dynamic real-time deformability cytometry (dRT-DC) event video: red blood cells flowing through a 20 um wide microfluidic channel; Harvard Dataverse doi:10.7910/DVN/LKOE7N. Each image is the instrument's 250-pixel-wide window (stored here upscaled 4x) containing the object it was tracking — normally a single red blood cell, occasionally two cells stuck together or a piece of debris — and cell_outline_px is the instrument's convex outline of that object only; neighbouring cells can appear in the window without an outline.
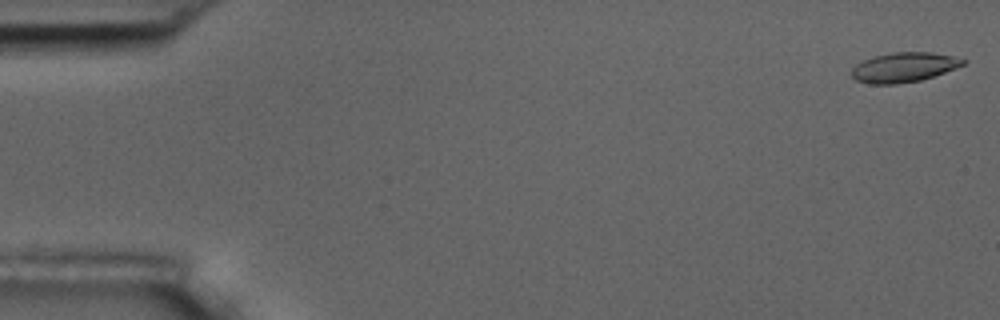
{"species": "common noctule bat (a hibernating species)", "species_latin": "Nyctalus noctula", "temperature_condition": "room temperature", "stored_images_in_passage": 15, "camera_frame_rate_fps": 3000, "um_per_image_px": 0.085, "animal": {"sex": "male", "body_mass_g": 17.5, "forearm_length_mm": 52.3}, "frame": {"image": 1, "passage_image": 1, "time_ms": 0.0, "image_size_px": [1000, 320], "cell_outline_px": [[968, 60], [964, 64], [944, 72], [920, 80], [896, 84], [868, 84], [856, 80], [852, 76], [852, 68], [856, 64], [864, 60], [876, 56], [892, 52], [928, 52], [952, 56]], "centroid_in_image_um": [76.8, 5.72], "position_along_channel_um": 8.2, "area_um2": 19.02}}
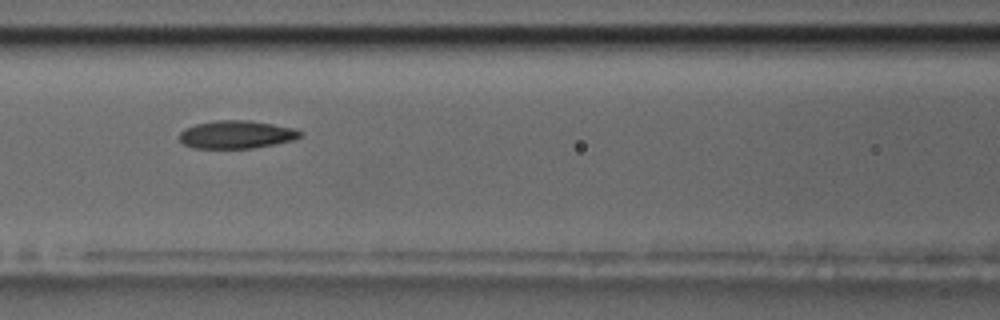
{"frame": {"image": 2, "passage_image": 7, "time_ms": 7.667, "image_size_px": [1000, 320], "cell_outline_px": [[304, 132], [296, 140], [252, 148], [192, 148], [184, 144], [180, 140], [180, 132], [184, 128], [196, 124], [216, 120], [248, 120], [272, 124], [292, 128]], "centroid_in_image_um": [20.1, 11.43], "position_along_channel_um": 146.5, "area_um2": 19.65}}
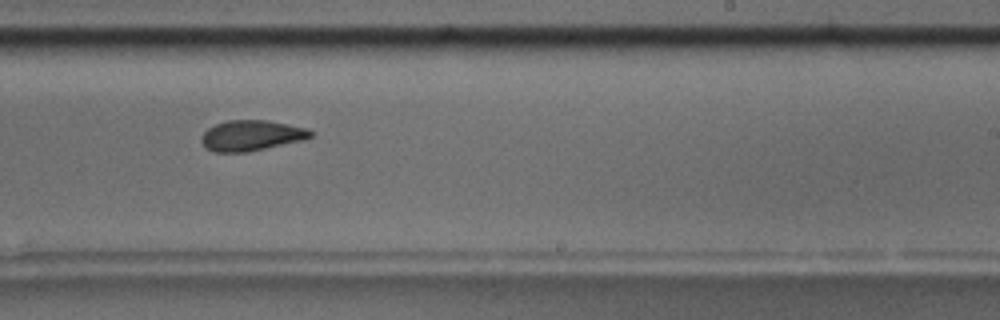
{"frame": {"image": 3, "passage_image": 10, "time_ms": 11.0, "image_size_px": [1000, 320], "cell_outline_px": [[312, 136], [304, 140], [248, 152], [216, 152], [204, 148], [200, 140], [204, 132], [208, 128], [216, 124], [228, 120], [268, 120], [308, 128], [312, 132]], "centroid_in_image_um": [21.36, 11.52], "position_along_channel_um": 267.6, "area_um2": 19.54}, "authors_computed_cell_mechanics": {"area_um2": 19.8254, "velocity_mm_per_s": 3.6505, "shape_relaxation_time_tau1_ms": 10.5424, "shape_relaxation_time_tau2_ms": 2.3884, "deformation_change_tau1": 0.2146, "deformation_change_tau2": 0.0751}}